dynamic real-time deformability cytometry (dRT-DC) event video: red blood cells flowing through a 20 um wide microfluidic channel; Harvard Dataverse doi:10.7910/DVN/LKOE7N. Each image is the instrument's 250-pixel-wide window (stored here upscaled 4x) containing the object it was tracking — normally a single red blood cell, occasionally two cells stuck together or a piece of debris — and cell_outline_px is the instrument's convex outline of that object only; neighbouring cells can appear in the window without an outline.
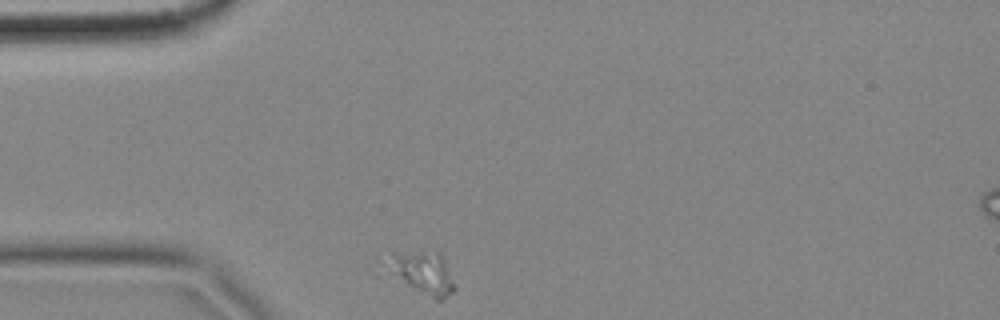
{"species": "common noctule bat (a hibernating species)", "species_latin": "Nyctalus noctula", "temperature_condition": "cold", "stored_images_in_passage": 36, "camera_frame_rate_fps": 3000, "um_per_image_px": 0.085, "animal": {"sex": "female", "body_mass_g": 18.4}, "frame": {"image": 1, "passage_image": 1, "time_ms": 0.0, "image_size_px": [1000, 320], "cell_outline_px": [[456, 288], [452, 292], [440, 300], [436, 300], [376, 276], [380, 264], [392, 252], [436, 248], [444, 260]], "centroid_in_image_um": [35.58, 23.15], "position_along_channel_um": 49.4, "area_um2": 19.48}}
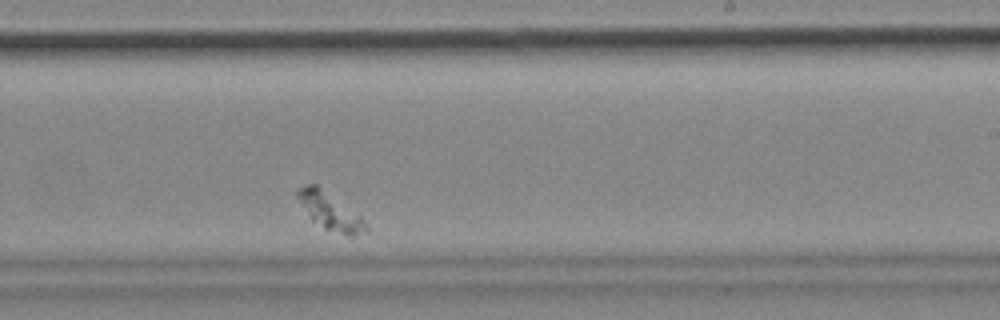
{"frame": {"image": 2, "passage_image": 24, "time_ms": 7.667, "image_size_px": [1000, 320], "cell_outline_px": [[368, 232], [356, 236], [348, 236], [324, 228], [312, 220], [296, 196], [296, 192], [300, 188], [308, 184], [316, 184], [360, 216], [364, 220], [368, 228]], "centroid_in_image_um": [28.08, 17.99], "position_along_channel_um": 260.9, "area_um2": 14.39}}
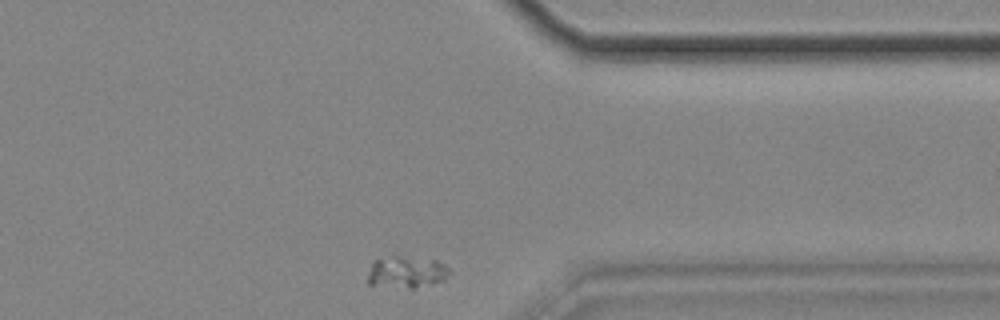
{"frame": {"image": 3, "passage_image": 36, "time_ms": 11.667, "image_size_px": [1000, 320], "cell_outline_px": [[448, 272], [444, 280], [412, 288], [368, 284], [368, 276], [372, 260], [392, 256], [400, 256], [436, 260], [444, 264], [448, 268]], "centroid_in_image_um": [34.51, 23.11], "position_along_channel_um": 376.9, "area_um2": 14.8}}